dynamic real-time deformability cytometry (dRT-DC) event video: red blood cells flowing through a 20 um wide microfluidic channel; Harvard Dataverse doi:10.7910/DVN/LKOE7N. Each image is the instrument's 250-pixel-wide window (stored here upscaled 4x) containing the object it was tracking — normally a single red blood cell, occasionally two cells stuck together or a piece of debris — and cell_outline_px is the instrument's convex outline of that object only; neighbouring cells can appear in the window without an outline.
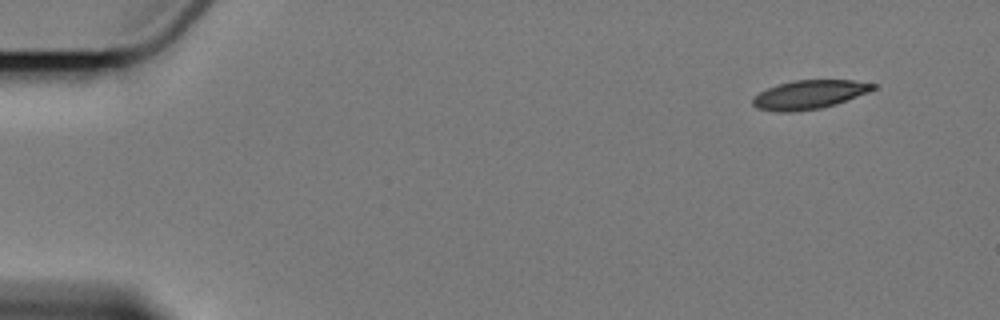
{"species": "Egyptian fruit bat (a non-hibernating species)", "species_latin": "Rousettus aegyptiacus", "temperature_condition": "cold", "stored_images_in_passage": 5, "segment_of_instrument_passage": [1, 2], "camera_frame_rate_fps": 3000, "um_per_image_px": 0.085, "animal": {"sex": "female"}, "frame": {"image": 1, "passage_image": 1, "time_ms": 0.0, "image_size_px": [1000, 320], "cell_outline_px": [[880, 84], [876, 88], [868, 92], [836, 104], [820, 108], [796, 112], [776, 112], [756, 108], [752, 104], [752, 96], [768, 88], [792, 80], [852, 80]], "centroid_in_image_um": [68.78, 8.04], "position_along_channel_um": 16.2, "area_um2": 20.35}}